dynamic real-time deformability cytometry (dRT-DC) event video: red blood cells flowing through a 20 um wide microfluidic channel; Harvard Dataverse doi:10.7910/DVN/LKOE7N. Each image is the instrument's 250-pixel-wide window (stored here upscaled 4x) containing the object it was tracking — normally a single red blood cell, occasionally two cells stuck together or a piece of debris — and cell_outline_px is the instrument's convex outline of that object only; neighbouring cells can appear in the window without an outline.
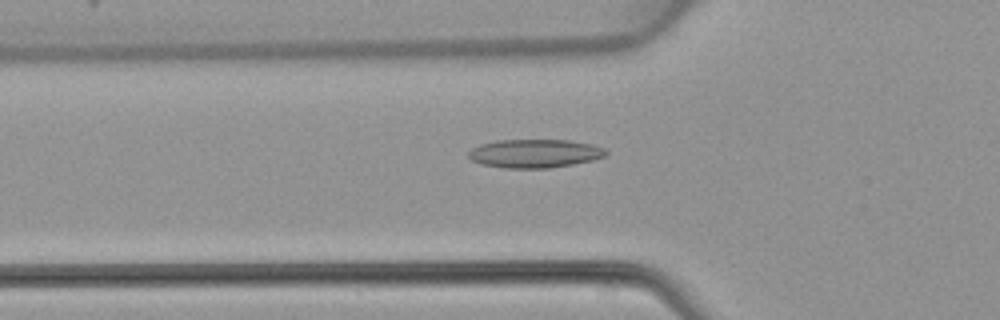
{"species": "common noctule bat (a hibernating species)", "species_latin": "Nyctalus noctula", "temperature_condition": "warm", "stored_images_in_passage": 48, "camera_frame_rate_fps": 3000, "um_per_image_px": 0.085, "animal": {"sex": "female", "body_mass_g": 22.7, "forearm_length_mm": 54.2}, "frame": {"image": 1, "passage_image": 17, "time_ms": 5.333, "image_size_px": [1000, 320], "cell_outline_px": [[608, 152], [604, 156], [592, 160], [572, 164], [548, 168], [504, 168], [480, 164], [472, 160], [468, 156], [468, 152], [472, 148], [480, 144], [496, 140], [568, 140], [592, 144], [604, 148]], "centroid_in_image_um": [45.42, 13.04], "position_along_channel_um": 80.4, "area_um2": 22.83}}
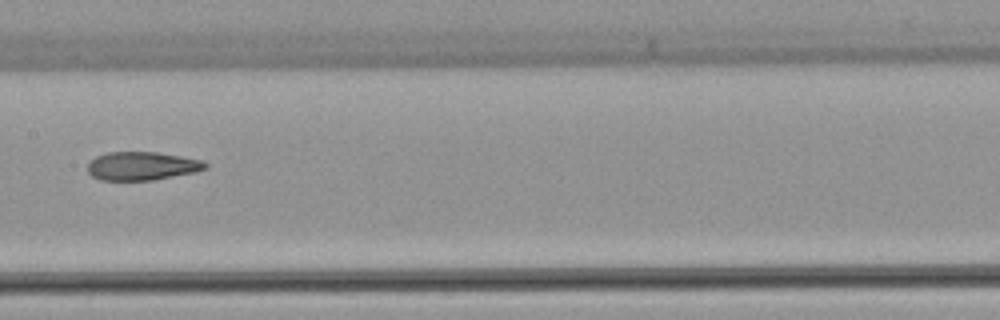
{"frame": {"image": 2, "passage_image": 25, "time_ms": 8.0, "image_size_px": [1000, 320], "cell_outline_px": [[208, 168], [196, 172], [152, 180], [100, 180], [92, 176], [88, 172], [88, 164], [96, 156], [108, 152], [156, 152], [204, 160], [208, 164]], "centroid_in_image_um": [12.1, 14.11], "position_along_channel_um": 195.3, "area_um2": 19.54}}
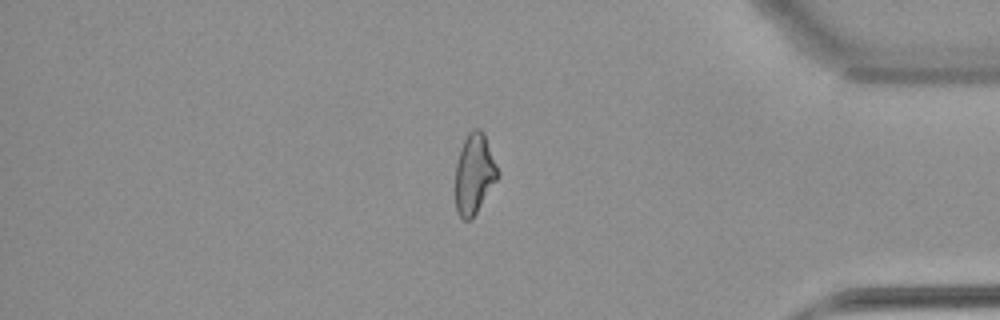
{"frame": {"image": 3, "passage_image": 41, "time_ms": 13.333, "image_size_px": [1000, 320], "cell_outline_px": [[500, 176], [472, 220], [464, 220], [456, 212], [456, 164], [460, 148], [468, 132], [472, 128], [480, 128], [484, 132], [500, 172]], "centroid_in_image_um": [40.33, 14.77], "position_along_channel_um": 394.9, "area_um2": 20.17}}